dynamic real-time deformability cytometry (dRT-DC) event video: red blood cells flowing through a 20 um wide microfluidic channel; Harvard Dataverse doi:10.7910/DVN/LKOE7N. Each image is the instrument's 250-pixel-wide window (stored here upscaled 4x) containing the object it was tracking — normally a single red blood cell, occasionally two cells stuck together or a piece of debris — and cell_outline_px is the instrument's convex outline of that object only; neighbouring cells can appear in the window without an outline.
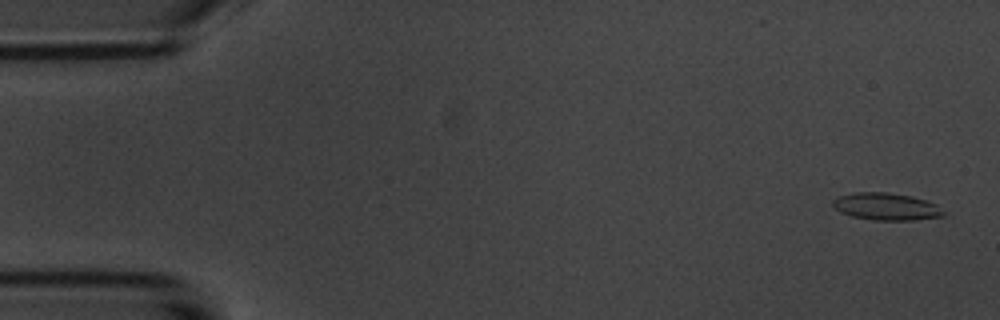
{"species": "common noctule bat (a hibernating species)", "species_latin": "Nyctalus noctula", "temperature_condition": "room temperature", "stored_images_in_passage": 5, "camera_frame_rate_fps": 3000, "um_per_image_px": 0.085, "animal": {"sex": "male", "body_mass_g": 20.1, "forearm_length_mm": 53.5}, "frame": {"image": 1, "passage_image": 1, "time_ms": 0.0, "image_size_px": [1000, 320], "cell_outline_px": [[944, 216], [912, 220], [872, 220], [852, 216], [840, 212], [832, 204], [832, 200], [836, 196], [852, 192], [888, 192], [912, 196], [936, 204], [944, 212]], "centroid_in_image_um": [75.29, 17.55], "position_along_channel_um": 9.7, "area_um2": 17.63}}
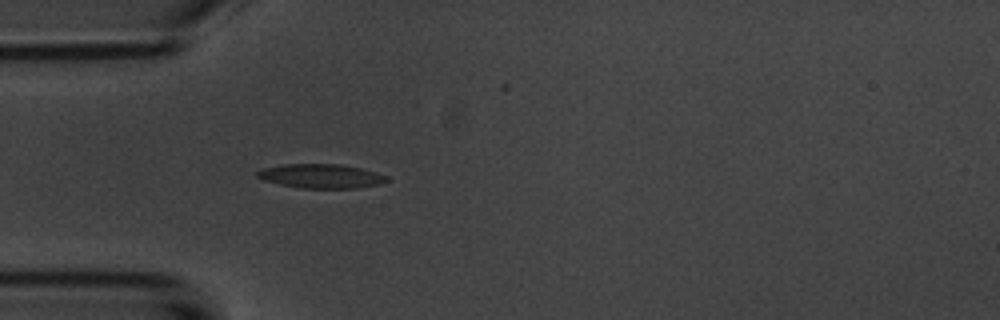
{"frame": {"image": 2, "passage_image": 5, "time_ms": 4.667, "image_size_px": [1000, 320], "cell_outline_px": [[388, 180], [380, 184], [356, 188], [300, 188], [280, 184], [264, 180], [256, 176], [256, 172], [264, 168], [284, 164], [340, 164], [360, 168], [376, 172], [388, 176]], "centroid_in_image_um": [27.3, 14.97], "position_along_channel_um": 57.7, "area_um2": 18.15}}